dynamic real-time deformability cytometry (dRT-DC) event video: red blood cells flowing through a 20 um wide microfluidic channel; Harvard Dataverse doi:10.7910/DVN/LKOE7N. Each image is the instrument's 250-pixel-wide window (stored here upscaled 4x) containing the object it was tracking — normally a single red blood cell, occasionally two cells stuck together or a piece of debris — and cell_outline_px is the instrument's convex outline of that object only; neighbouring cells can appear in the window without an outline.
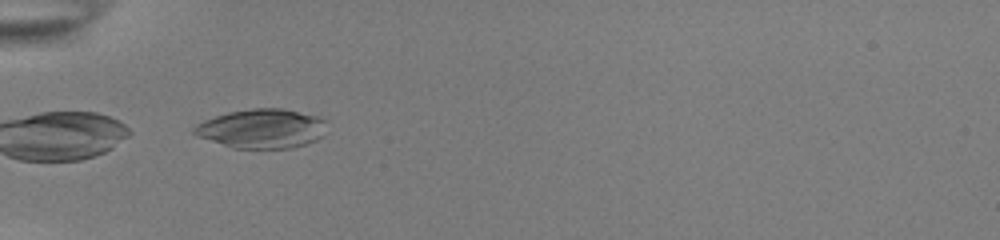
{"species": "common noctule bat (a hibernating species)", "species_latin": "Nyctalus noctula", "temperature_condition": "room temperature", "stored_images_in_passage": 33, "camera_frame_rate_fps": 3000, "um_per_image_px": 0.085, "animal": {"sex": "female", "body_mass_g": 22.0, "forearm_length_mm": 56.7}, "frame": {"image": 1, "passage_image": 2, "time_ms": 0.333, "image_size_px": [1000, 240], "cell_outline_px": [[324, 136], [316, 140], [292, 148], [232, 148], [196, 136], [192, 132], [192, 128], [196, 124], [204, 120], [228, 112], [252, 108], [280, 108], [316, 116], [324, 120]], "centroid_in_image_um": [22.21, 10.94], "position_along_channel_um": 62.8, "area_um2": 30.23}}
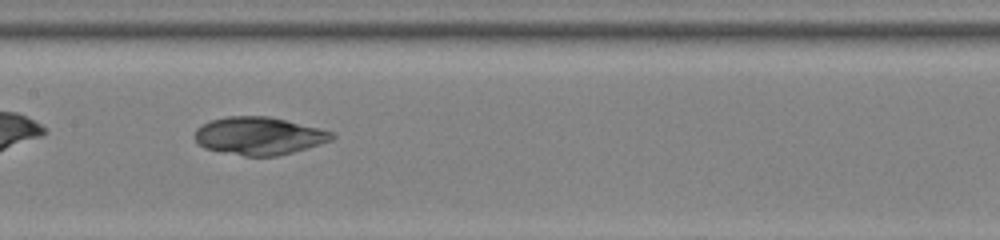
{"frame": {"image": 2, "passage_image": 12, "time_ms": 3.667, "image_size_px": [1000, 240], "cell_outline_px": [[336, 136], [332, 140], [292, 152], [276, 156], [244, 156], [220, 152], [204, 148], [192, 136], [196, 128], [212, 120], [228, 116], [268, 116], [332, 132]], "centroid_in_image_um": [21.95, 11.56], "position_along_channel_um": 185.4, "area_um2": 29.88}}
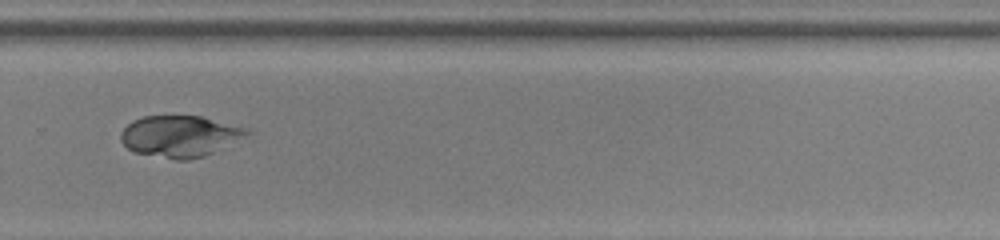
{"frame": {"image": 3, "passage_image": 22, "time_ms": 7.0, "image_size_px": [1000, 240], "cell_outline_px": [[252, 132], [204, 156], [188, 160], [176, 160], [132, 152], [120, 140], [120, 132], [132, 120], [144, 116], [200, 116], [244, 128]], "centroid_in_image_um": [15.19, 11.58], "position_along_channel_um": 314.6, "area_um2": 29.94}}